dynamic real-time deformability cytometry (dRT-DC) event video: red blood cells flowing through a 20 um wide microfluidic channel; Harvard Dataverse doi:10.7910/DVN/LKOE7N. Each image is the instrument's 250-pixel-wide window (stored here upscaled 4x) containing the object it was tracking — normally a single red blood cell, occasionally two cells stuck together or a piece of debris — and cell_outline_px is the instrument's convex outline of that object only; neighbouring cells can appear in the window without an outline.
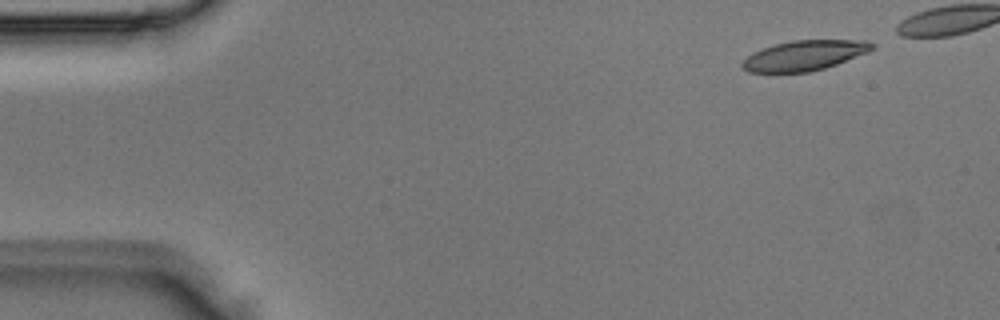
{"species": "Egyptian fruit bat (a non-hibernating species)", "species_latin": "Rousettus aegyptiacus", "temperature_condition": "room temperature", "stored_images_in_passage": 3, "camera_frame_rate_fps": 3000, "um_per_image_px": 0.085, "animal": {"sex": "male"}, "frame": {"image": 1, "passage_image": 1, "time_ms": 0.0, "image_size_px": [1000, 320], "cell_outline_px": [[876, 44], [868, 52], [836, 64], [824, 68], [808, 72], [748, 72], [740, 68], [740, 64], [752, 52], [776, 44], [792, 40], [864, 40]], "centroid_in_image_um": [68.35, 4.71], "position_along_channel_um": 16.7, "area_um2": 22.6}}